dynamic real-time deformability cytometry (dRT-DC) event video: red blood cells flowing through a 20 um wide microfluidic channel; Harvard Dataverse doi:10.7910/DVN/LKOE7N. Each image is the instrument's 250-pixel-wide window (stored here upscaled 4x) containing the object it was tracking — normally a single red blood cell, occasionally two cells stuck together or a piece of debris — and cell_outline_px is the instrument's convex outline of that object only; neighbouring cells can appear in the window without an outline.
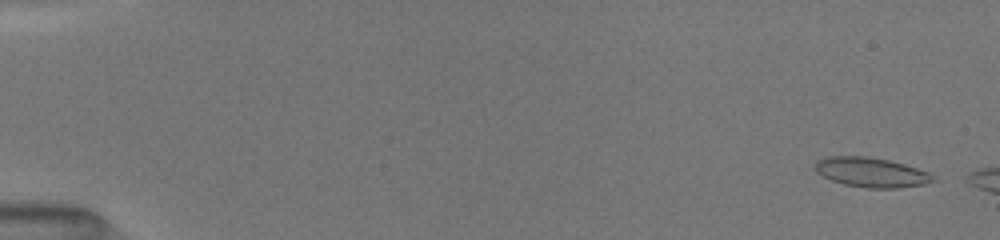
{"species": "common noctule bat (a hibernating species)", "species_latin": "Nyctalus noctula", "temperature_condition": "room temperature", "stored_images_in_passage": 14, "camera_frame_rate_fps": 3000, "um_per_image_px": 0.085, "animal": {"sex": "female", "body_mass_g": 19.5, "forearm_length_mm": 54.1}, "frame": {"image": 1, "passage_image": 4, "time_ms": 0.667, "image_size_px": [1000, 240], "cell_outline_px": [[940, 180], [924, 184], [900, 188], [868, 188], [844, 184], [832, 180], [816, 172], [816, 160], [824, 156], [868, 156], [888, 160], [904, 164], [928, 172]], "centroid_in_image_um": [74.08, 14.64], "position_along_channel_um": 10.9, "area_um2": 20.46}}